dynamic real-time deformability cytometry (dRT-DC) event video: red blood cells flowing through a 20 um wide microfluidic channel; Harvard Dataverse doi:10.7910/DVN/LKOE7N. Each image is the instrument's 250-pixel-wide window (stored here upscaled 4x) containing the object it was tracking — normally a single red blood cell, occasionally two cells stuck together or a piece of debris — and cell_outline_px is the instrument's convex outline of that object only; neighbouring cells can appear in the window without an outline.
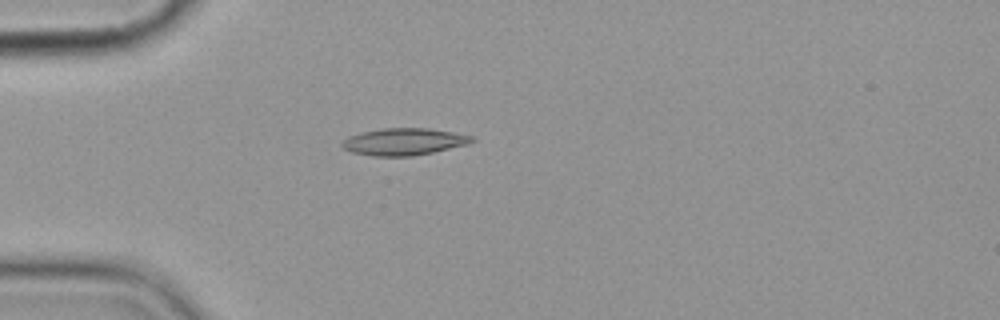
{"species": "common noctule bat (a hibernating species)", "species_latin": "Nyctalus noctula", "temperature_condition": "cold", "stored_images_in_passage": 2, "camera_frame_rate_fps": 3000, "um_per_image_px": 0.085, "animal": {"sex": "female", "body_mass_g": 19.9}, "frame": {"image": 1, "passage_image": 2, "time_ms": 1.0, "image_size_px": [1000, 320], "cell_outline_px": [[476, 140], [468, 144], [432, 152], [412, 156], [372, 156], [352, 152], [344, 148], [340, 144], [348, 136], [364, 132], [384, 128], [428, 128], [476, 136]], "centroid_in_image_um": [34.36, 12.04], "position_along_channel_um": 50.6, "area_um2": 20.35}}